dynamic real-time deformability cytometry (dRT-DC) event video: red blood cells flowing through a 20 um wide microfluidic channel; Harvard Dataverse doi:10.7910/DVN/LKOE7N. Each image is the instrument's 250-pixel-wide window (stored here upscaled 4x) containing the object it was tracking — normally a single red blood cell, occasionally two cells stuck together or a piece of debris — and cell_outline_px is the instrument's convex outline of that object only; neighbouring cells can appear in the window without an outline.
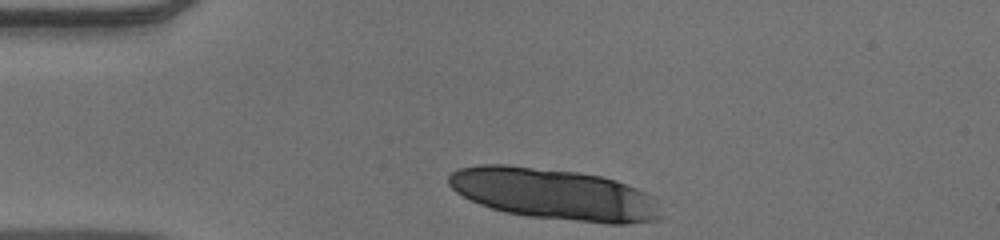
{"species": "human", "species_latin": "Homo sapiens", "temperature_condition": "warm", "stored_images_in_passage": 34, "segment_of_instrument_passage": [1, 2], "camera_frame_rate_fps": 3000, "um_per_image_px": 0.085, "donor": {"sex": "male"}, "frame": {"image": 1, "passage_image": 1, "time_ms": 0.0, "image_size_px": [1000, 240], "cell_outline_px": [[660, 216], [656, 220], [624, 224], [608, 224], [528, 216], [504, 212], [480, 204], [456, 192], [448, 184], [448, 176], [452, 172], [460, 168], [480, 164], [508, 164], [580, 172], [600, 176], [616, 180], [636, 188], [652, 196]], "centroid_in_image_um": [47.06, 16.49], "position_along_channel_um": 37.9, "area_um2": 63.23}}